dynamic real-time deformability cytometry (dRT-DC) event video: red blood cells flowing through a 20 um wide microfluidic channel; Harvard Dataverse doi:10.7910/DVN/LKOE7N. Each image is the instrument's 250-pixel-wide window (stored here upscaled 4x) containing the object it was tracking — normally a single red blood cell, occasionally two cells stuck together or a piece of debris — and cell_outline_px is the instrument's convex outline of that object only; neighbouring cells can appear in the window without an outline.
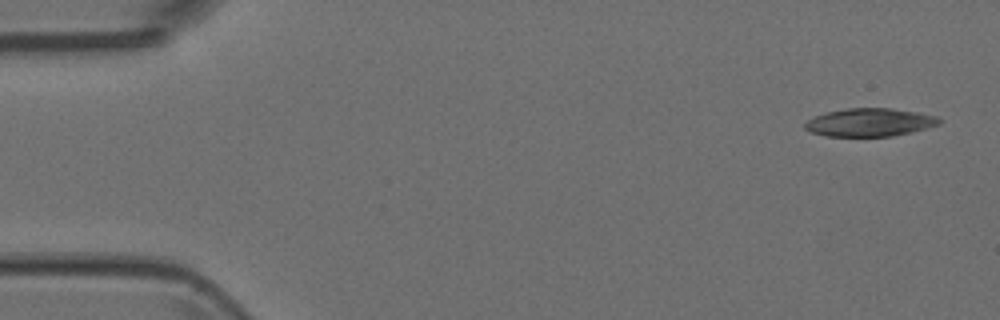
{"species": "Egyptian fruit bat (a non-hibernating species)", "species_latin": "Rousettus aegyptiacus", "temperature_condition": "room temperature", "stored_images_in_passage": 2, "camera_frame_rate_fps": 3000, "um_per_image_px": 0.085, "animal": {"sex": "female"}, "frame": {"image": 1, "passage_image": 2, "time_ms": 0.333, "image_size_px": [1000, 320], "cell_outline_px": [[940, 124], [892, 136], [824, 136], [812, 132], [804, 128], [804, 124], [808, 120], [816, 116], [828, 112], [844, 108], [892, 108], [916, 112], [936, 116], [940, 120]], "centroid_in_image_um": [73.89, 10.39], "position_along_channel_um": 11.1, "area_um2": 21.68}}